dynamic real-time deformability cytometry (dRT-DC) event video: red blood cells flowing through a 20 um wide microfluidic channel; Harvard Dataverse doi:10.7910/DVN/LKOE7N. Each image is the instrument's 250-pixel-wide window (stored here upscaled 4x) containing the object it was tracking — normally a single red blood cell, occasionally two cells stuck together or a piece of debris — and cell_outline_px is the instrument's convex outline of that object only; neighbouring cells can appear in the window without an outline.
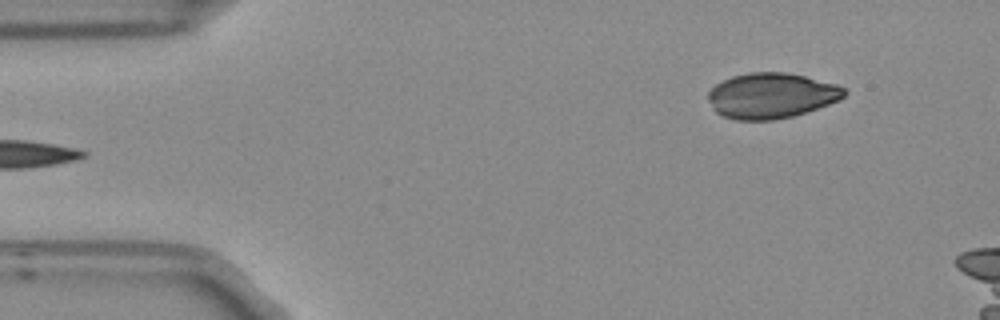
{"species": "Egyptian fruit bat (a non-hibernating species)", "species_latin": "Rousettus aegyptiacus", "temperature_condition": "room temperature", "stored_images_in_passage": 5, "segment_of_instrument_passage": [2, 2], "camera_frame_rate_fps": 3000, "um_per_image_px": 0.085, "frame": {"image": 1, "passage_image": 5, "time_ms": 1.333, "image_size_px": [1000, 320], "cell_outline_px": [[848, 92], [840, 100], [792, 116], [772, 120], [736, 120], [724, 116], [716, 112], [712, 108], [708, 100], [708, 92], [716, 84], [732, 76], [752, 72], [784, 72], [804, 76], [836, 84], [844, 88]], "centroid_in_image_um": [65.55, 8.13], "position_along_channel_um": 19.5, "area_um2": 35.84}}